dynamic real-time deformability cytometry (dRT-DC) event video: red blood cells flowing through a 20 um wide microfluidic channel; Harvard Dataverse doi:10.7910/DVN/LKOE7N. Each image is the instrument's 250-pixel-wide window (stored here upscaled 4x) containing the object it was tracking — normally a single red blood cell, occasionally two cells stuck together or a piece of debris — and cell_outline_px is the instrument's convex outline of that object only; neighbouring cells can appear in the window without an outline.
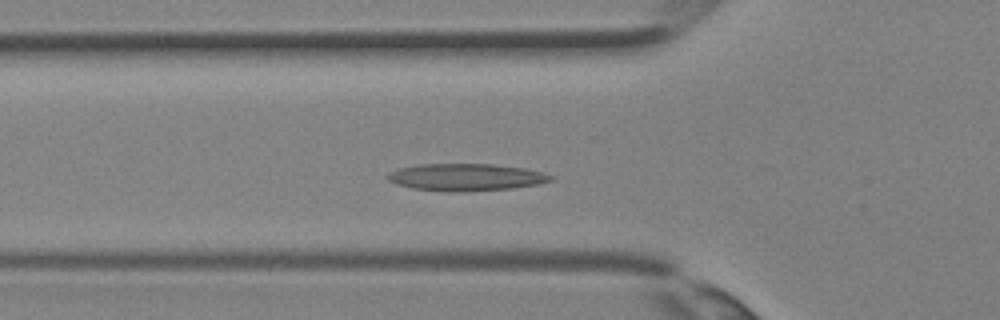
{"species": "Egyptian fruit bat (a non-hibernating species)", "species_latin": "Rousettus aegyptiacus", "temperature_condition": "room temperature", "stored_images_in_passage": 32, "camera_frame_rate_fps": 3000, "um_per_image_px": 0.085, "animal": {"sex": "female"}, "frame": {"image": 1, "passage_image": 8, "time_ms": 2.333, "image_size_px": [1000, 320], "cell_outline_px": [[552, 180], [536, 184], [512, 188], [448, 192], [412, 188], [396, 184], [388, 180], [388, 172], [400, 168], [420, 164], [492, 164], [524, 168], [540, 172], [552, 176]], "centroid_in_image_um": [39.55, 15.06], "position_along_channel_um": 86.2, "area_um2": 25.43}}
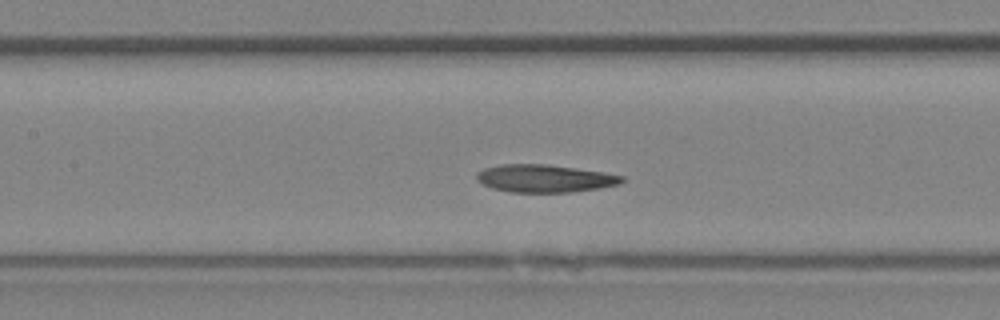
{"frame": {"image": 2, "passage_image": 12, "time_ms": 3.667, "image_size_px": [1000, 320], "cell_outline_px": [[624, 180], [620, 184], [600, 188], [572, 192], [512, 192], [492, 188], [476, 180], [476, 172], [484, 168], [500, 164], [548, 164], [604, 172], [624, 176]], "centroid_in_image_um": [46.3, 15.16], "position_along_channel_um": 161.1, "area_um2": 23.52}}
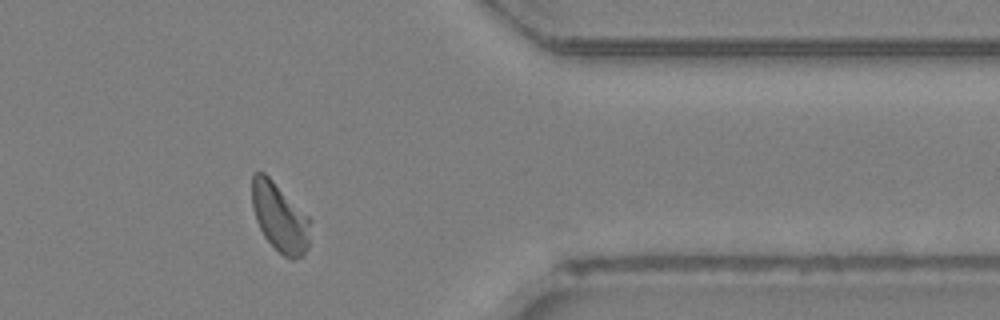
{"frame": {"image": 3, "passage_image": 25, "time_ms": 8.0, "image_size_px": [1000, 320], "cell_outline_px": [[312, 220], [308, 248], [300, 256], [292, 260], [288, 260], [264, 236], [256, 220], [252, 208], [252, 172], [264, 172]], "centroid_in_image_um": [23.78, 18.48], "position_along_channel_um": 387.6, "area_um2": 23.24}}